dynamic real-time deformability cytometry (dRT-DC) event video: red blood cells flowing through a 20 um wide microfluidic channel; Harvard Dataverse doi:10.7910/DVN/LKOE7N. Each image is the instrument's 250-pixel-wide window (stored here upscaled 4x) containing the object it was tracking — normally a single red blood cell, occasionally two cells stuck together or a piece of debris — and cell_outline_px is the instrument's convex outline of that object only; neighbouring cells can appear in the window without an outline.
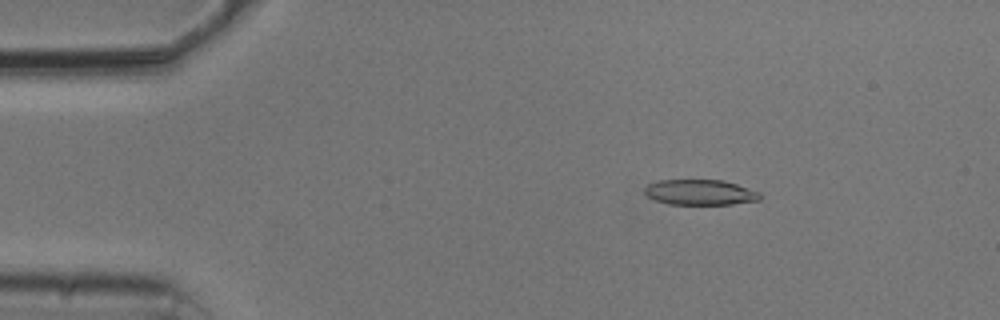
{"species": "common noctule bat (a hibernating species)", "species_latin": "Nyctalus noctula", "temperature_condition": "cold", "stored_images_in_passage": 52, "camera_frame_rate_fps": 3000, "um_per_image_px": 0.085, "animal": {"sex": "male", "body_mass_g": 20.5, "forearm_length_mm": 52.5}, "frame": {"image": 1, "passage_image": 7, "time_ms": 2.0, "image_size_px": [1000, 320], "cell_outline_px": [[764, 196], [760, 200], [732, 204], [668, 204], [656, 200], [648, 196], [644, 192], [644, 188], [648, 184], [656, 180], [724, 180], [760, 192]], "centroid_in_image_um": [59.53, 16.34], "position_along_channel_um": 25.5, "area_um2": 17.17}}
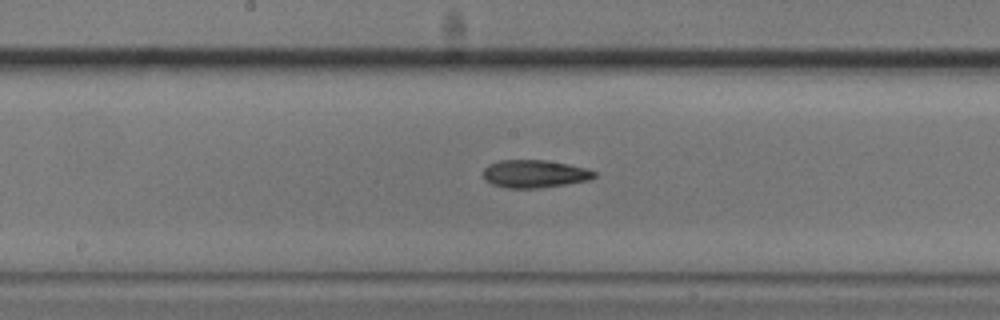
{"frame": {"image": 2, "passage_image": 26, "time_ms": 8.333, "image_size_px": [1000, 320], "cell_outline_px": [[596, 176], [588, 180], [564, 184], [536, 188], [504, 188], [492, 184], [484, 180], [484, 168], [488, 164], [500, 160], [544, 160], [568, 164], [588, 168], [596, 172]], "centroid_in_image_um": [45.42, 14.77], "position_along_channel_um": 202.8, "area_um2": 17.98}}
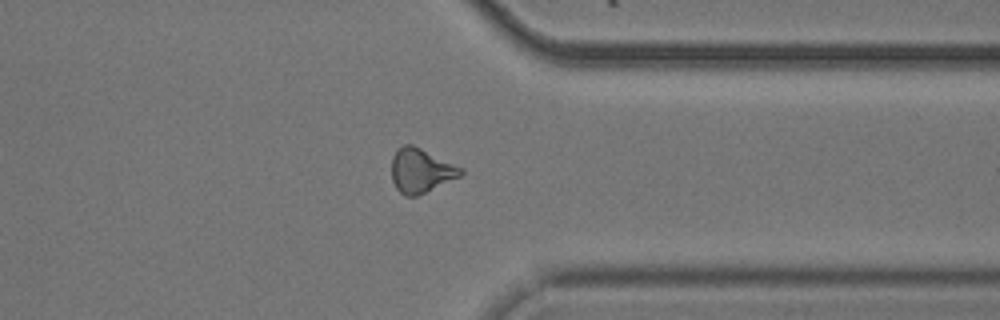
{"frame": {"image": 3, "passage_image": 40, "time_ms": 13.0, "image_size_px": [1000, 320], "cell_outline_px": [[464, 172], [460, 176], [416, 196], [404, 196], [396, 188], [392, 180], [392, 156], [396, 148], [404, 144], [412, 144], [464, 168]], "centroid_in_image_um": [35.75, 14.48], "position_along_channel_um": 375.6, "area_um2": 17.8}, "authors_computed_cell_mechanics": {"area_um2": 17.8891, "velocity_mm_per_s": 3.7915, "shape_relaxation_time_tau1_ms": 3.6492, "shape_relaxation_time_tau2_ms": 4.3959, "deformation_change_tau1": 0.116, "deformation_change_tau2": 0.1357}}